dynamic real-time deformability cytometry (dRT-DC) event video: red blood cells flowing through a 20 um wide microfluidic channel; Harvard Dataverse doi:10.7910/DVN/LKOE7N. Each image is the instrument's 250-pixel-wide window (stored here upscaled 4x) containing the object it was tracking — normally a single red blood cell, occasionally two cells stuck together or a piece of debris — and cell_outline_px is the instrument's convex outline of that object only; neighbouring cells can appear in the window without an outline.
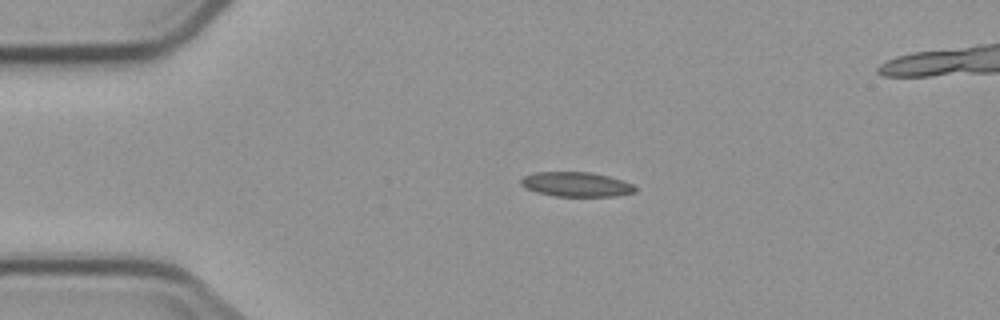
{"species": "common noctule bat (a hibernating species)", "species_latin": "Nyctalus noctula", "temperature_condition": "cold", "stored_images_in_passage": 4, "camera_frame_rate_fps": 3000, "um_per_image_px": 0.085, "animal": {"sex": "male", "body_mass_g": 23.1, "forearm_length_mm": 52.7}, "frame": {"image": 1, "passage_image": 3, "time_ms": 2.333, "image_size_px": [1000, 320], "cell_outline_px": [[636, 192], [616, 196], [556, 196], [536, 192], [520, 184], [520, 180], [524, 176], [536, 172], [588, 172], [608, 176], [624, 180], [632, 184], [636, 188]], "centroid_in_image_um": [49.0, 15.67], "position_along_channel_um": 36.0, "area_um2": 16.3}}